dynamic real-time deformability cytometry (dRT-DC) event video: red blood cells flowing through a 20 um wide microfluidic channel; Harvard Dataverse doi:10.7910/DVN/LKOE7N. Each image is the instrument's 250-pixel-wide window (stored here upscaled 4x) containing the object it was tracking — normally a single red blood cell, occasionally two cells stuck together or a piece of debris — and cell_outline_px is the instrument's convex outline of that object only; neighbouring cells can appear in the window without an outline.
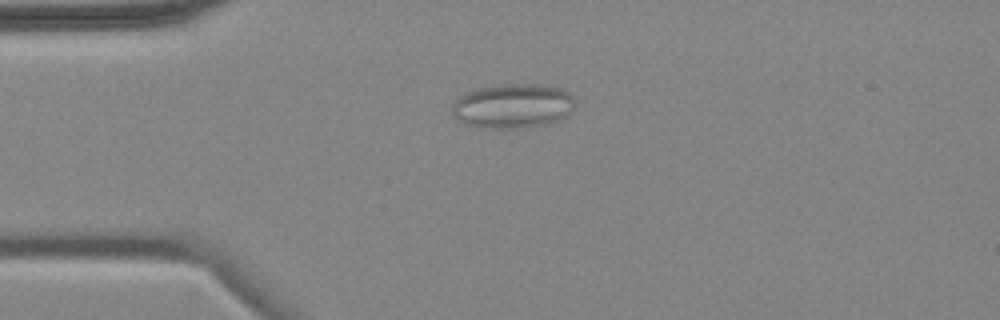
{"species": "common noctule bat (a hibernating species)", "species_latin": "Nyctalus noctula", "temperature_condition": "cold", "stored_images_in_passage": 5, "camera_frame_rate_fps": 3000, "um_per_image_px": 0.085, "animal": {"sex": "female", "body_mass_g": 18.4}, "frame": {"image": 1, "passage_image": 4, "time_ms": 3.667, "image_size_px": [1000, 320], "cell_outline_px": [[576, 108], [564, 120], [548, 124], [528, 128], [484, 128], [464, 124], [452, 112], [452, 104], [464, 92], [476, 88], [496, 84], [540, 84], [560, 88], [568, 92], [576, 100]], "centroid_in_image_um": [43.66, 9.01], "position_along_channel_um": 41.3, "area_um2": 32.71}}